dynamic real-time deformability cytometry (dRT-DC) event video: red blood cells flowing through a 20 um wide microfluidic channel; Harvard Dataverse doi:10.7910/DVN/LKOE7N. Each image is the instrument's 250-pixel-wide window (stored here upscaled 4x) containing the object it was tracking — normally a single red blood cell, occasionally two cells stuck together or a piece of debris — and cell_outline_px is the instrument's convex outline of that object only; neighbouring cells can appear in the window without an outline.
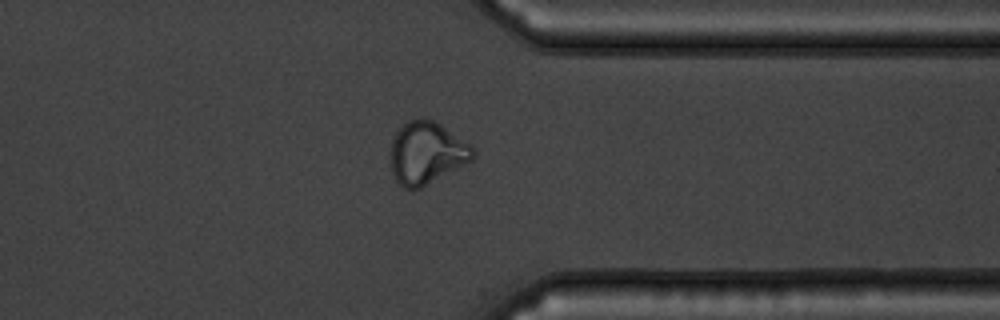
{"species": "common noctule bat (a hibernating species)", "species_latin": "Nyctalus noctula", "temperature_condition": "warm", "stored_images_in_passage": 40, "camera_frame_rate_fps": 3000, "um_per_image_px": 0.085, "animal": {"sex": "male", "body_mass_g": 19.5, "forearm_length_mm": 54.6}, "frame": {"image": 1, "passage_image": 29, "time_ms": 9.333, "image_size_px": [1000, 320], "cell_outline_px": [[476, 156], [472, 160], [420, 188], [404, 188], [396, 180], [392, 172], [392, 140], [396, 132], [408, 120], [432, 120], [440, 124], [472, 144], [476, 152]], "centroid_in_image_um": [36.31, 13.0], "position_along_channel_um": 375.1, "area_um2": 29.42}}